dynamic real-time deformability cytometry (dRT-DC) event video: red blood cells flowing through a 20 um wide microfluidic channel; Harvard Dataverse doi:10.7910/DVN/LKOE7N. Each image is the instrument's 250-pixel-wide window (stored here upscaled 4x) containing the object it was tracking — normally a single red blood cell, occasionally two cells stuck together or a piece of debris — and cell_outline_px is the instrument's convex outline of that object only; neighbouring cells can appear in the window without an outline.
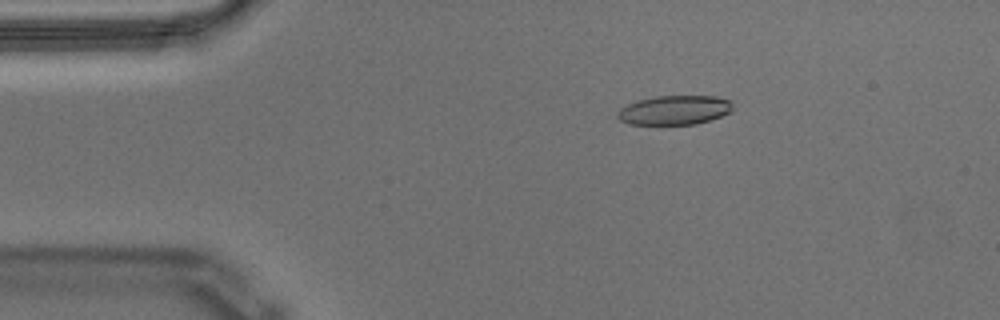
{"species": "Egyptian fruit bat (a non-hibernating species)", "species_latin": "Rousettus aegyptiacus", "temperature_condition": "warm", "stored_images_in_passage": 50, "camera_frame_rate_fps": 3000, "um_per_image_px": 0.085, "animal": {"sex": "male"}, "frame": {"image": 1, "passage_image": 3, "time_ms": 0.667, "image_size_px": [1000, 320], "cell_outline_px": [[732, 112], [696, 124], [628, 124], [620, 120], [616, 116], [620, 108], [628, 104], [640, 100], [656, 96], [716, 96], [732, 100]], "centroid_in_image_um": [57.35, 9.35], "position_along_channel_um": 27.6, "area_um2": 19.59}}
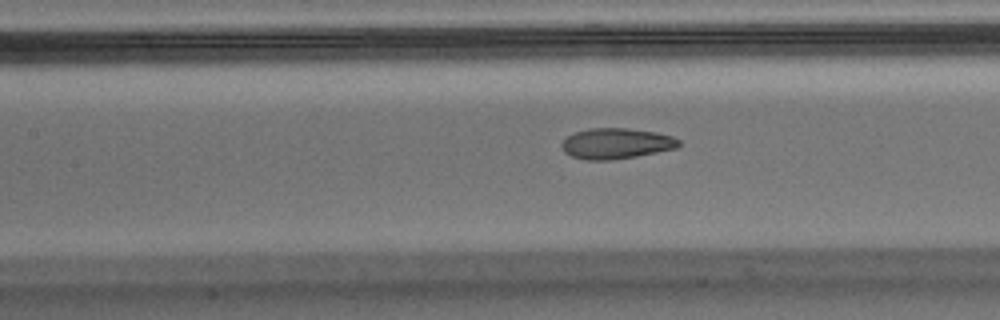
{"frame": {"image": 2, "passage_image": 18, "time_ms": 5.667, "image_size_px": [1000, 320], "cell_outline_px": [[680, 144], [676, 148], [636, 156], [608, 160], [584, 160], [572, 156], [564, 152], [560, 144], [568, 136], [576, 132], [588, 128], [628, 128], [656, 132], [672, 136], [680, 140]], "centroid_in_image_um": [52.36, 12.19], "position_along_channel_um": 155.0, "area_um2": 20.87}}
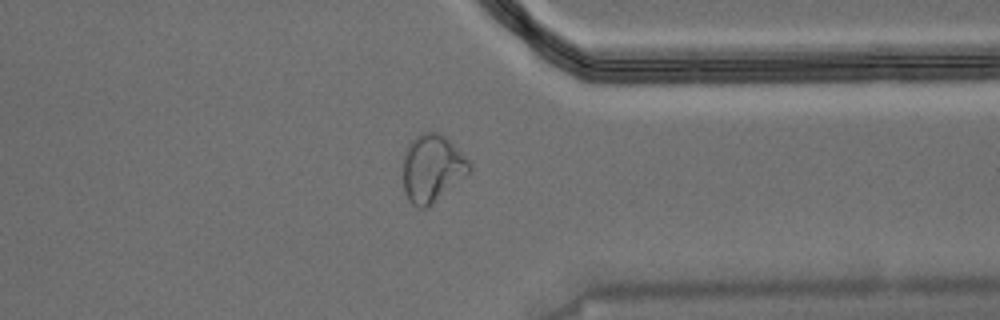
{"frame": {"image": 3, "passage_image": 37, "time_ms": 12.0, "image_size_px": [1000, 320], "cell_outline_px": [[472, 168], [468, 172], [428, 208], [416, 208], [408, 200], [404, 192], [404, 156], [408, 144], [416, 136], [424, 132], [440, 132], [472, 164]], "centroid_in_image_um": [36.7, 14.32], "position_along_channel_um": 374.7, "area_um2": 25.66}, "authors_computed_cell_mechanics": {"area_um2": 21.2126, "velocity_mm_per_s": 3.5519, "shape_relaxation_time_tau1_ms": null, "shape_relaxation_time_tau2_ms": 2.1161, "deformation_change_tau1": null, "deformation_change_tau2": 0.0723}}